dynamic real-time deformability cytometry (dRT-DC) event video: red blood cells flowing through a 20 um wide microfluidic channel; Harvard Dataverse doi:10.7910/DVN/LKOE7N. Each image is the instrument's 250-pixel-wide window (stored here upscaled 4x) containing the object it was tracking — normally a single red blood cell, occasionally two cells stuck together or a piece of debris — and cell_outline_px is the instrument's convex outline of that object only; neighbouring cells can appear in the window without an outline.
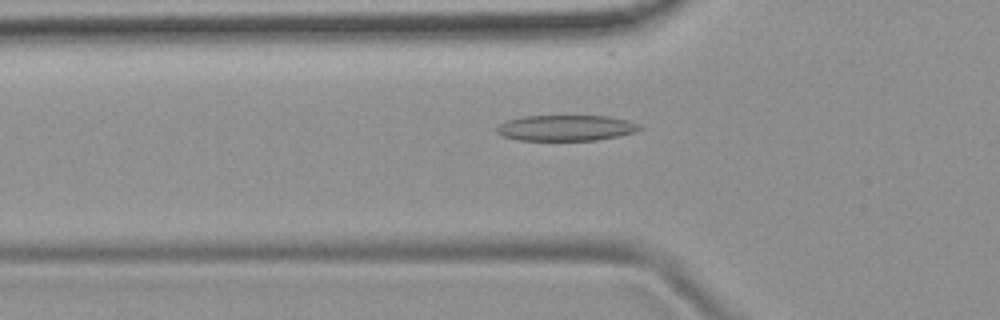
{"species": "common noctule bat (a hibernating species)", "species_latin": "Nyctalus noctula", "temperature_condition": "room temperature", "stored_images_in_passage": 53, "camera_frame_rate_fps": 3000, "um_per_image_px": 0.085, "animal": {"sex": "female", "body_mass_g": 19.9}, "frame": {"image": 1, "passage_image": 18, "time_ms": 5.667, "image_size_px": [1000, 320], "cell_outline_px": [[644, 128], [620, 136], [596, 140], [516, 140], [504, 136], [496, 132], [496, 128], [500, 124], [508, 120], [524, 116], [608, 116], [628, 120], [640, 124]], "centroid_in_image_um": [48.13, 10.87], "position_along_channel_um": 77.7, "area_um2": 21.44}}
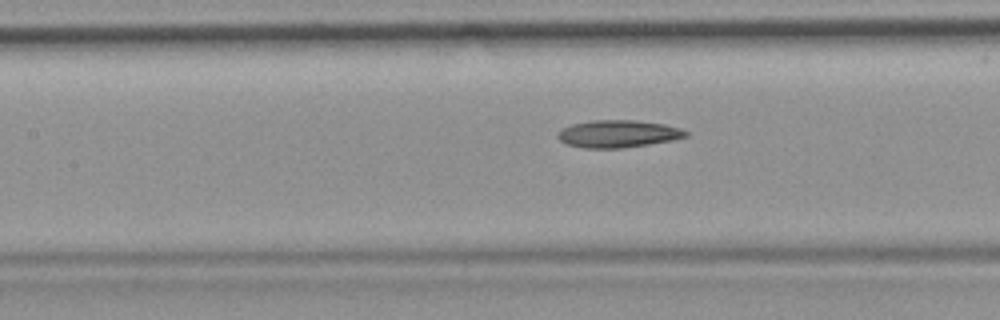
{"frame": {"image": 2, "passage_image": 24, "time_ms": 7.667, "image_size_px": [1000, 320], "cell_outline_px": [[688, 136], [672, 140], [648, 144], [620, 148], [584, 148], [568, 144], [560, 140], [556, 136], [556, 132], [572, 124], [592, 120], [636, 120], [664, 124], [680, 128], [688, 132]], "centroid_in_image_um": [52.53, 11.37], "position_along_channel_um": 154.9, "area_um2": 20.35}}
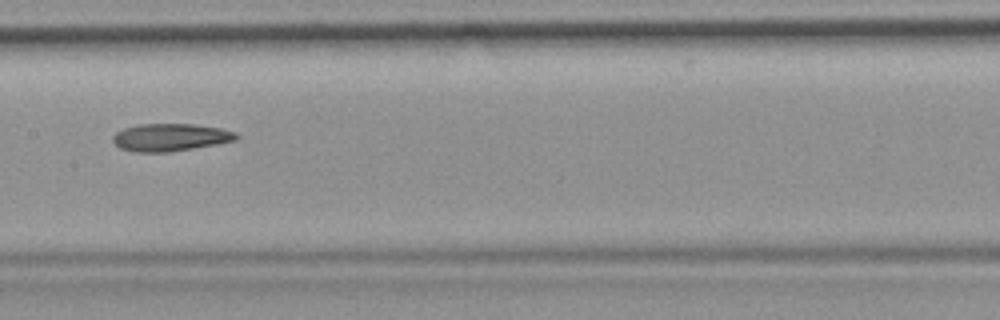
{"frame": {"image": 3, "passage_image": 27, "time_ms": 8.667, "image_size_px": [1000, 320], "cell_outline_px": [[240, 136], [236, 140], [216, 144], [168, 152], [136, 152], [120, 148], [112, 140], [112, 136], [116, 132], [124, 128], [136, 124], [196, 124], [220, 128], [236, 132]], "centroid_in_image_um": [14.47, 11.66], "position_along_channel_um": 192.9, "area_um2": 19.83}}